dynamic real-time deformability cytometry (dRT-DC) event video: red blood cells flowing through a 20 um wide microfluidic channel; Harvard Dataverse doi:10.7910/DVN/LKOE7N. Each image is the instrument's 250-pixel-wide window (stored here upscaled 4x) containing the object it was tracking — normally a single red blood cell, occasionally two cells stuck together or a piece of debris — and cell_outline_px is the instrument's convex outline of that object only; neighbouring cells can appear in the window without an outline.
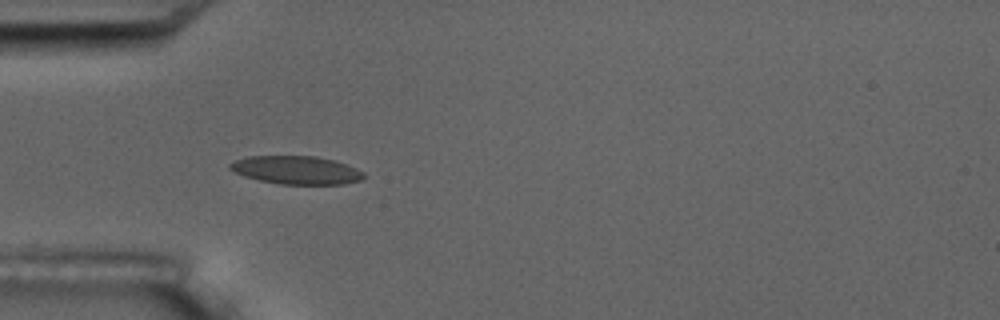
{"species": "common noctule bat (a hibernating species)", "species_latin": "Nyctalus noctula", "temperature_condition": "room temperature", "stored_images_in_passage": 5, "camera_frame_rate_fps": 3000, "um_per_image_px": 0.085, "animal": {"sex": "male", "body_mass_g": 17.5, "forearm_length_mm": 52.3}, "frame": {"image": 1, "passage_image": 5, "time_ms": 5.333, "image_size_px": [1000, 320], "cell_outline_px": [[364, 176], [360, 180], [344, 184], [280, 184], [260, 180], [244, 176], [228, 168], [228, 164], [236, 160], [248, 156], [316, 156], [336, 160], [356, 168], [364, 172]], "centroid_in_image_um": [25.2, 14.45], "position_along_channel_um": 59.8, "area_um2": 21.96}}